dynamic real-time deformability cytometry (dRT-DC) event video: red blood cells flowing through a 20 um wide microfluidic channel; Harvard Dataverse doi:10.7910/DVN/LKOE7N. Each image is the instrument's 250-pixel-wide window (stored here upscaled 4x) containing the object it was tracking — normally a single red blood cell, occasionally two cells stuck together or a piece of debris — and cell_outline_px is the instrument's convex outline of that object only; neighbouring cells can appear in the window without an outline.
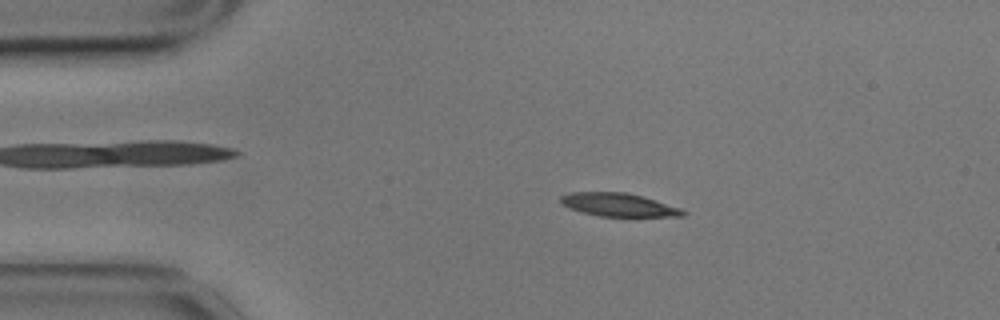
{"species": "common noctule bat (a hibernating species)", "species_latin": "Nyctalus noctula", "temperature_condition": "cold", "stored_images_in_passage": 56, "camera_frame_rate_fps": 3000, "um_per_image_px": 0.085, "animal": {"sex": "male", "body_mass_g": 17.9}, "frame": {"image": 1, "passage_image": 10, "time_ms": 3.0, "image_size_px": [1000, 320], "cell_outline_px": [[688, 212], [684, 216], [600, 216], [580, 212], [568, 208], [560, 200], [560, 196], [568, 192], [624, 192], [640, 196], [680, 208]], "centroid_in_image_um": [52.53, 17.41], "position_along_channel_um": 32.5, "area_um2": 16.36}}
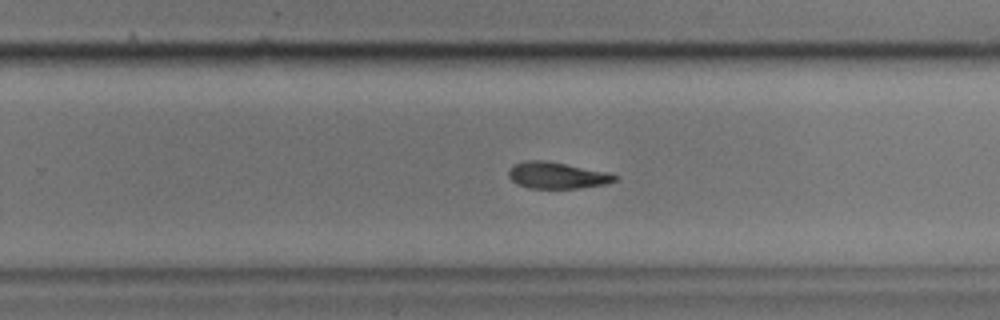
{"frame": {"image": 2, "passage_image": 35, "time_ms": 11.333, "image_size_px": [1000, 320], "cell_outline_px": [[616, 180], [604, 184], [580, 188], [528, 188], [516, 184], [508, 176], [508, 168], [512, 164], [524, 160], [548, 160], [608, 172], [616, 176]], "centroid_in_image_um": [47.27, 14.89], "position_along_channel_um": 282.5, "area_um2": 16.59}}
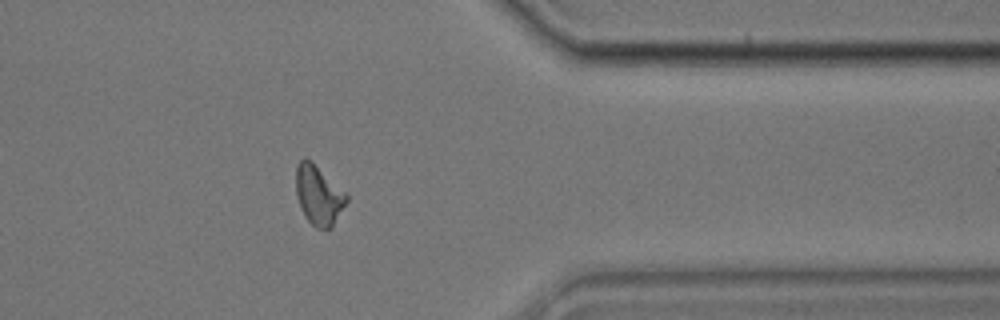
{"frame": {"image": 3, "passage_image": 45, "time_ms": 14.667, "image_size_px": [1000, 320], "cell_outline_px": [[348, 200], [332, 228], [316, 228], [304, 216], [300, 208], [296, 196], [296, 164], [304, 156], [312, 160], [348, 192]], "centroid_in_image_um": [27.1, 16.54], "position_along_channel_um": 384.3, "area_um2": 18.15}, "authors_computed_cell_mechanics": {"area_um2": 17.0799, "velocity_mm_per_s": 3.4847, "shape_relaxation_time_tau1_ms": 5.0428, "shape_relaxation_time_tau2_ms": 11.1545, "deformation_change_tau1": 0.1359, "deformation_change_tau2": 0.2036}}